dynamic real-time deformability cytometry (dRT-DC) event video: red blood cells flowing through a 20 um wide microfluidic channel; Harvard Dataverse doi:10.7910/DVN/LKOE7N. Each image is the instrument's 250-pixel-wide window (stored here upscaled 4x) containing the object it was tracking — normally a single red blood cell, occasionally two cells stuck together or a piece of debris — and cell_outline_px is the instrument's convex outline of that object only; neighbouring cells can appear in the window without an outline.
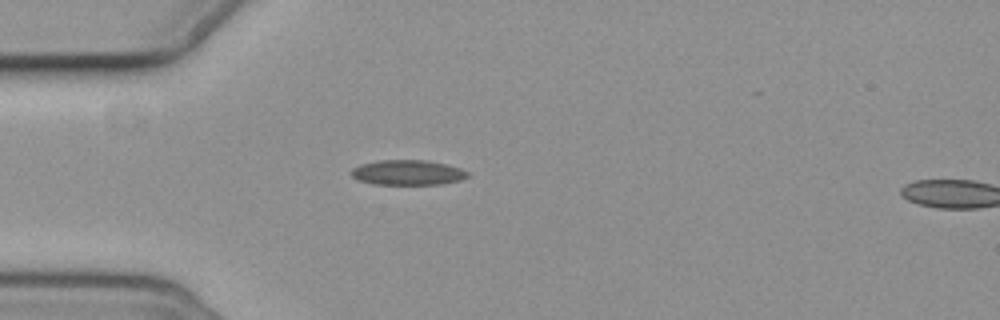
{"species": "common noctule bat (a hibernating species)", "species_latin": "Nyctalus noctula", "temperature_condition": "cold", "stored_images_in_passage": 3, "segment_of_instrument_passage": [1, 2], "camera_frame_rate_fps": 3000, "um_per_image_px": 0.085, "animal": {"sex": "female", "body_mass_g": 19.3, "forearm_length_mm": 54.1}, "frame": {"image": 1, "passage_image": 2, "time_ms": 2.0, "image_size_px": [1000, 320], "cell_outline_px": [[468, 176], [460, 180], [440, 184], [372, 184], [360, 180], [352, 176], [348, 172], [352, 168], [360, 164], [376, 160], [428, 160], [448, 164], [460, 168], [468, 172]], "centroid_in_image_um": [34.62, 14.65], "position_along_channel_um": 50.4, "area_um2": 17.11}}